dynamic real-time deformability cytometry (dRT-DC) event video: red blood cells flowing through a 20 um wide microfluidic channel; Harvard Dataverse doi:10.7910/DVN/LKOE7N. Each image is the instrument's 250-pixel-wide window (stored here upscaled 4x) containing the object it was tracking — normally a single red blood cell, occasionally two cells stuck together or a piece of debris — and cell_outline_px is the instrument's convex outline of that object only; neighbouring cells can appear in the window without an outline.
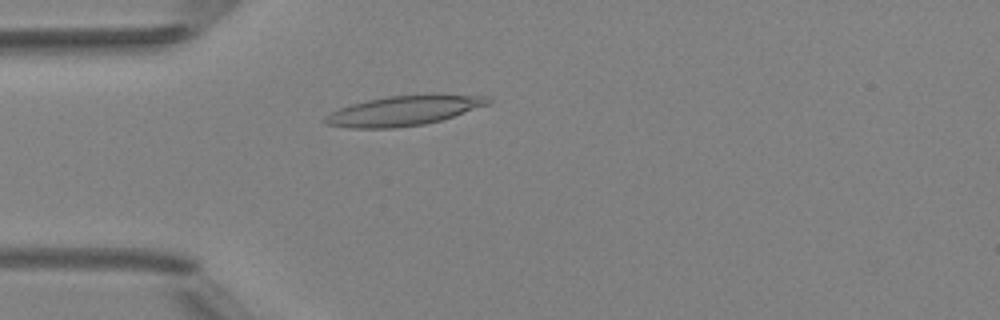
{"species": "Egyptian fruit bat (a non-hibernating species)", "species_latin": "Rousettus aegyptiacus", "temperature_condition": "room temperature", "stored_images_in_passage": 3, "camera_frame_rate_fps": 3000, "um_per_image_px": 0.085, "animal": {"sex": "female"}, "frame": {"image": 1, "passage_image": 3, "time_ms": 3.333, "image_size_px": [1000, 320], "cell_outline_px": [[492, 100], [488, 104], [440, 120], [424, 124], [396, 128], [352, 128], [328, 124], [324, 120], [332, 112], [340, 108], [352, 104], [368, 100], [388, 96], [428, 92], [432, 92], [488, 96]], "centroid_in_image_um": [34.41, 9.36], "position_along_channel_um": 50.6, "area_um2": 28.55}}